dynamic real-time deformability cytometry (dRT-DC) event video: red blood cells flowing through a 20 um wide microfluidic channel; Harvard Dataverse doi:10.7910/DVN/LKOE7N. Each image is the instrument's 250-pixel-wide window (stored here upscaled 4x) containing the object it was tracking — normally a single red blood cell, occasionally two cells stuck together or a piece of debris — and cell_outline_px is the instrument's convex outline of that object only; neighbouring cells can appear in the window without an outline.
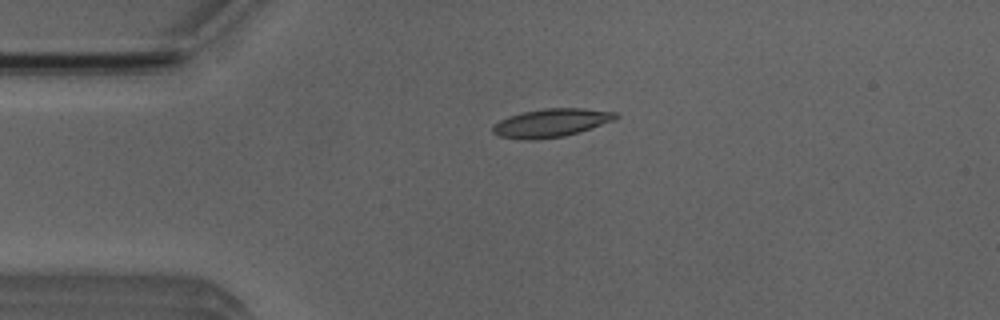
{"species": "Egyptian fruit bat (a non-hibernating species)", "species_latin": "Rousettus aegyptiacus", "temperature_condition": "room temperature", "stored_images_in_passage": 39, "camera_frame_rate_fps": 3000, "um_per_image_px": 0.085, "animal": {"sex": "male"}, "frame": {"image": 1, "passage_image": 4, "time_ms": 1.0, "image_size_px": [1000, 320], "cell_outline_px": [[620, 116], [612, 120], [580, 132], [564, 136], [536, 140], [524, 140], [500, 136], [492, 132], [492, 128], [500, 120], [508, 116], [524, 112], [544, 108], [584, 108], [616, 112]], "centroid_in_image_um": [46.84, 10.44], "position_along_channel_um": 38.2, "area_um2": 20.17}}
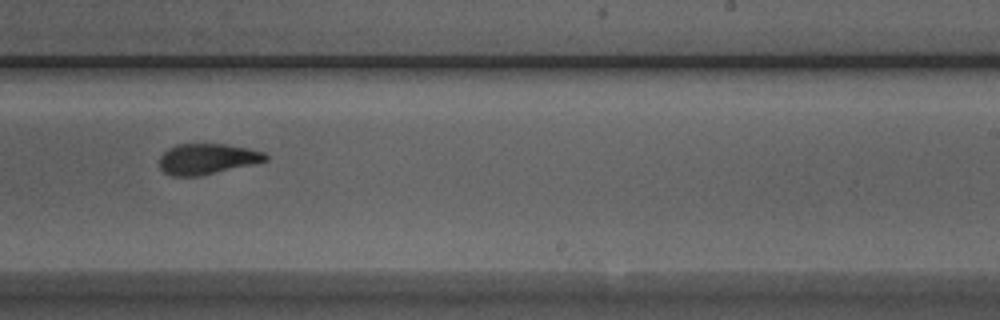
{"frame": {"image": 2, "passage_image": 24, "time_ms": 7.667, "image_size_px": [1000, 320], "cell_outline_px": [[268, 160], [252, 164], [200, 176], [172, 176], [164, 172], [160, 168], [160, 156], [168, 148], [176, 144], [224, 144], [264, 152], [268, 156]], "centroid_in_image_um": [17.57, 13.51], "position_along_channel_um": 271.4, "area_um2": 18.79}}
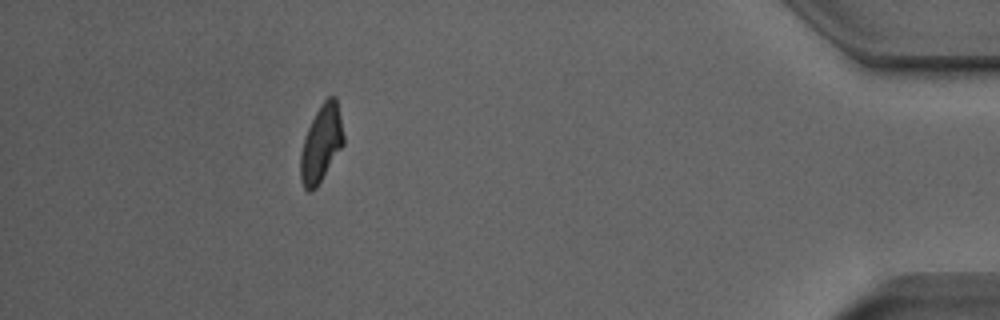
{"frame": {"image": 3, "passage_image": 39, "time_ms": 12.667, "image_size_px": [1000, 320], "cell_outline_px": [[344, 144], [316, 188], [312, 192], [308, 192], [304, 188], [300, 180], [300, 152], [308, 128], [320, 104], [328, 96], [336, 96], [344, 136]], "centroid_in_image_um": [27.3, 12.22], "position_along_channel_um": 407.9, "area_um2": 19.25}, "authors_computed_cell_mechanics": {"area_um2": 19.4208, "velocity_mm_per_s": 3.9223, "shape_relaxation_time_tau1_ms": 3.6365, "shape_relaxation_time_tau2_ms": 2.2056, "deformation_change_tau1": 0.165, "deformation_change_tau2": 0.0717}}